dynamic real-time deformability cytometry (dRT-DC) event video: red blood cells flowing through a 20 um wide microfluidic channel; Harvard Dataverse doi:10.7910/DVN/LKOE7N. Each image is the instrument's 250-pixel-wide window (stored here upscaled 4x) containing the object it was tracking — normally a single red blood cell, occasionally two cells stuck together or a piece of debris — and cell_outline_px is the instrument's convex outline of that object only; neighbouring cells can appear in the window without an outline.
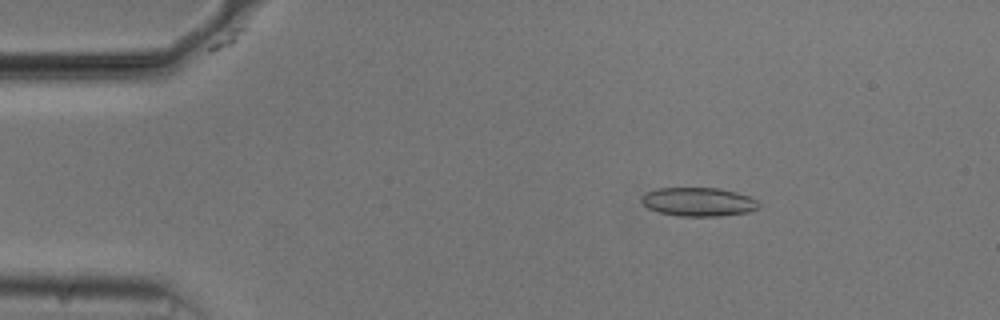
{"species": "common noctule bat (a hibernating species)", "species_latin": "Nyctalus noctula", "temperature_condition": "cold", "stored_images_in_passage": 54, "camera_frame_rate_fps": 3000, "um_per_image_px": 0.085, "animal": {"sex": "male", "body_mass_g": 20.5, "forearm_length_mm": 52.5}, "frame": {"image": 1, "passage_image": 9, "time_ms": 2.667, "image_size_px": [1000, 320], "cell_outline_px": [[760, 208], [748, 212], [720, 216], [680, 216], [660, 212], [648, 208], [640, 200], [640, 196], [656, 188], [720, 188], [736, 192], [748, 196], [756, 200], [760, 204]], "centroid_in_image_um": [59.38, 17.15], "position_along_channel_um": 25.6, "area_um2": 19.65}}
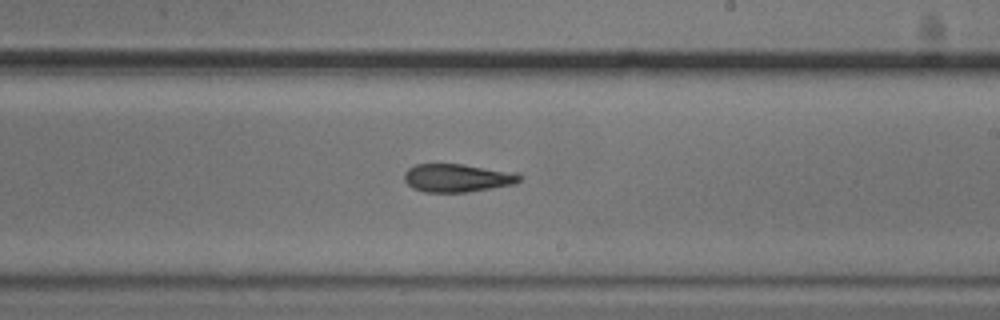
{"frame": {"image": 2, "passage_image": 32, "time_ms": 10.333, "image_size_px": [1000, 320], "cell_outline_px": [[524, 176], [516, 184], [468, 192], [424, 192], [412, 188], [404, 180], [404, 172], [408, 168], [416, 164], [464, 164], [520, 172]], "centroid_in_image_um": [38.93, 15.11], "position_along_channel_um": 250.1, "area_um2": 19.36}}
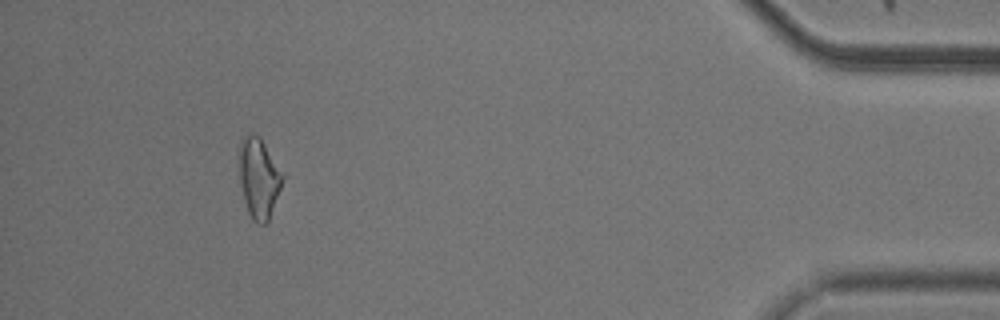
{"frame": {"image": 3, "passage_image": 50, "time_ms": 16.333, "image_size_px": [1000, 320], "cell_outline_px": [[284, 176], [280, 188], [268, 220], [264, 224], [256, 224], [252, 220], [248, 212], [244, 200], [240, 184], [240, 140], [248, 132], [260, 136]], "centroid_in_image_um": [21.98, 15.12], "position_along_channel_um": 413.2, "area_um2": 19.94}}